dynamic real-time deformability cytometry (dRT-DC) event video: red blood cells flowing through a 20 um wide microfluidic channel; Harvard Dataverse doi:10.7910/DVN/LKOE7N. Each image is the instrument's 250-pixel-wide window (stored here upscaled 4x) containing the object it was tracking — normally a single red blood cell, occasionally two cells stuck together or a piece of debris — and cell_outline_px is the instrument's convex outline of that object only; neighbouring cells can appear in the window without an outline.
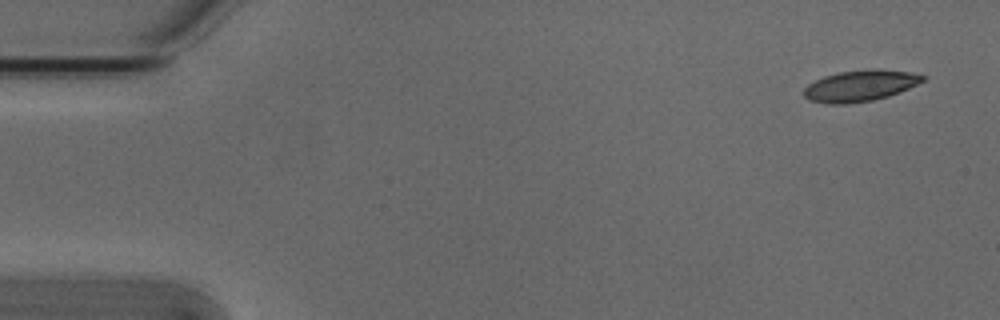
{"species": "Egyptian fruit bat (a non-hibernating species)", "species_latin": "Rousettus aegyptiacus", "temperature_condition": "cold", "stored_images_in_passage": 4, "camera_frame_rate_fps": 3000, "um_per_image_px": 0.085, "animal": {"sex": "male"}, "frame": {"image": 1, "passage_image": 1, "time_ms": 0.0, "image_size_px": [1000, 320], "cell_outline_px": [[928, 80], [900, 92], [888, 96], [872, 100], [844, 104], [828, 104], [808, 100], [804, 96], [804, 88], [808, 84], [824, 76], [840, 72], [872, 68], [876, 68], [908, 72], [928, 76]], "centroid_in_image_um": [73.16, 7.28], "position_along_channel_um": 11.8, "area_um2": 21.79}}
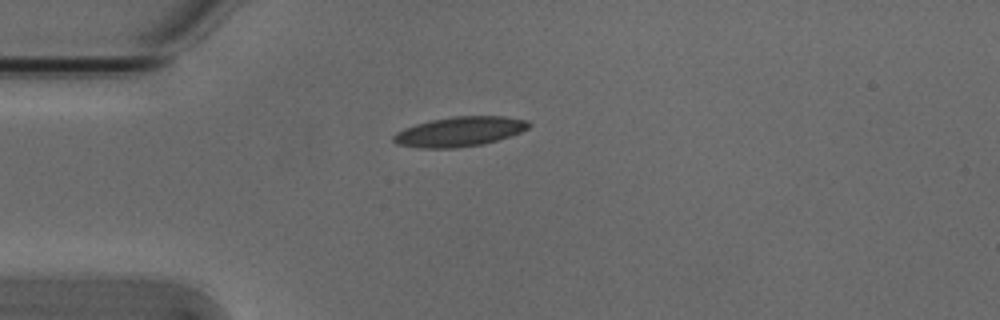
{"frame": {"image": 2, "passage_image": 4, "time_ms": 1.0, "image_size_px": [1000, 320], "cell_outline_px": [[532, 124], [528, 128], [520, 132], [484, 144], [456, 148], [420, 148], [396, 144], [392, 140], [392, 136], [396, 132], [404, 128], [416, 124], [432, 120], [452, 116], [504, 116], [528, 120]], "centroid_in_image_um": [39.05, 11.18], "position_along_channel_um": 46.0, "area_um2": 23.47}}